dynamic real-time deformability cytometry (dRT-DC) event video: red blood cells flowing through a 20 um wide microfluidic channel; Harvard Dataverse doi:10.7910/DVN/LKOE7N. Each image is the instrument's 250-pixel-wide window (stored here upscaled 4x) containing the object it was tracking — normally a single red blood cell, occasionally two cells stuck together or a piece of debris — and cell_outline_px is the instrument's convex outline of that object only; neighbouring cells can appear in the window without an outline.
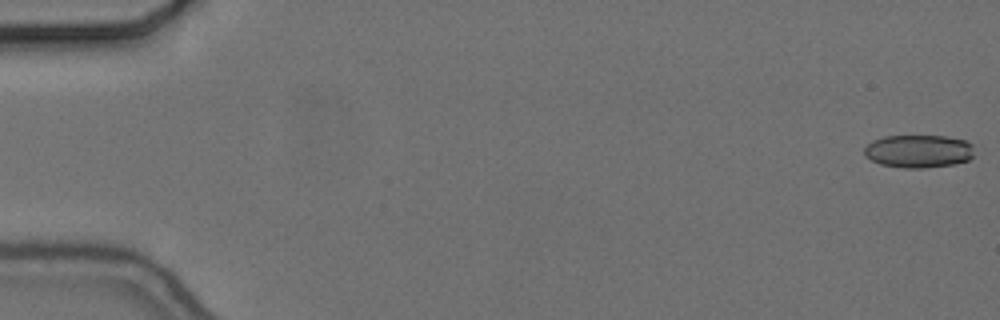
{"species": "common noctule bat (a hibernating species)", "species_latin": "Nyctalus noctula", "temperature_condition": "cold", "stored_images_in_passage": 56, "camera_frame_rate_fps": 3000, "um_per_image_px": 0.085, "animal": {"sex": "female", "body_mass_g": 24.6, "forearm_length_mm": 56.2}, "frame": {"image": 1, "passage_image": 1, "time_ms": 0.0, "image_size_px": [1000, 320], "cell_outline_px": [[972, 156], [968, 160], [952, 164], [924, 168], [904, 168], [880, 164], [864, 156], [864, 148], [872, 140], [884, 136], [948, 136], [964, 140], [972, 144]], "centroid_in_image_um": [78.04, 12.85], "position_along_channel_um": 7.0, "area_um2": 21.1}}
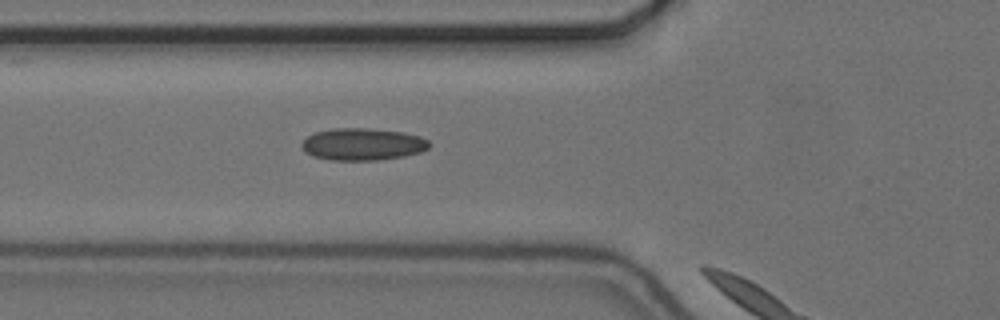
{"frame": {"image": 2, "passage_image": 21, "time_ms": 6.667, "image_size_px": [1000, 320], "cell_outline_px": [[432, 144], [428, 148], [420, 152], [404, 156], [376, 160], [328, 160], [312, 156], [304, 152], [300, 144], [308, 136], [316, 132], [332, 128], [372, 128], [404, 132], [420, 136], [428, 140]], "centroid_in_image_um": [30.82, 12.25], "position_along_channel_um": 95.0, "area_um2": 24.1}}
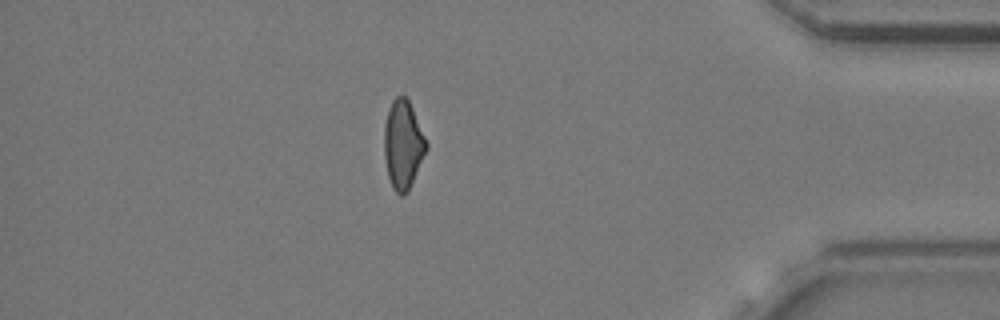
{"frame": {"image": 3, "passage_image": 49, "time_ms": 16.0, "image_size_px": [1000, 320], "cell_outline_px": [[428, 148], [408, 192], [404, 196], [400, 196], [392, 188], [388, 176], [384, 156], [384, 124], [388, 108], [392, 100], [396, 96], [404, 96], [408, 100], [412, 108], [428, 144]], "centroid_in_image_um": [34.25, 12.32], "position_along_channel_um": 401.0, "area_um2": 21.85}, "authors_computed_cell_mechanics": {"area_um2": 21.9062, "velocity_mm_per_s": 3.6785, "shape_relaxation_time_tau1_ms": null, "shape_relaxation_time_tau2_ms": 5.0684, "deformation_change_tau1": null, "deformation_change_tau2": 0.1304}}